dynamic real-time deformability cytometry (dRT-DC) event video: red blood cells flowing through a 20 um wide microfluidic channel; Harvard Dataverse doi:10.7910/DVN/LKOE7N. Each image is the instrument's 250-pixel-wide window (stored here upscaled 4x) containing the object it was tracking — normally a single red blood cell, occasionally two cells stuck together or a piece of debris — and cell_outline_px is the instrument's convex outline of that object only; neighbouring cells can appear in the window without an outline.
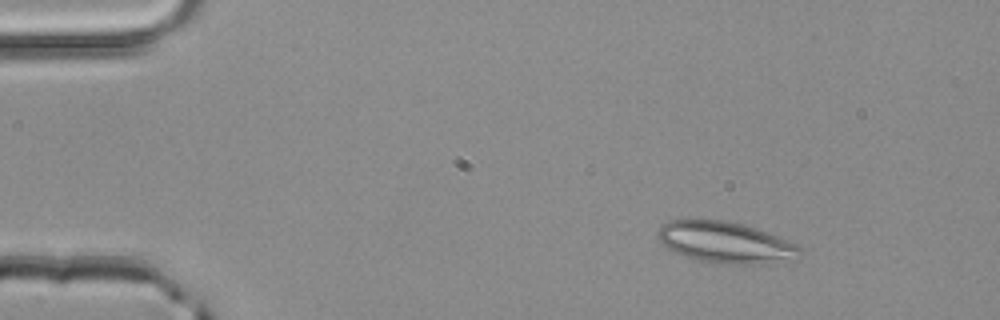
{"species": "common noctule bat (a hibernating species)", "species_latin": "Nyctalus noctula", "temperature_condition": "room temperature", "stored_images_in_passage": 2, "camera_frame_rate_fps": 3000, "um_per_image_px": 0.085, "animal": {"sex": "male", "body_mass_g": 20.4}, "frame": {"image": 1, "passage_image": 1, "time_ms": 0.0, "image_size_px": [1000, 320], "cell_outline_px": [[804, 252], [756, 264], [720, 264], [700, 260], [684, 256], [660, 244], [656, 236], [656, 232], [660, 224], [668, 220], [684, 216], [728, 220], [744, 224], [768, 232], [796, 244]], "centroid_in_image_um": [61.44, 20.51], "position_along_channel_um": 23.6, "area_um2": 34.51}}